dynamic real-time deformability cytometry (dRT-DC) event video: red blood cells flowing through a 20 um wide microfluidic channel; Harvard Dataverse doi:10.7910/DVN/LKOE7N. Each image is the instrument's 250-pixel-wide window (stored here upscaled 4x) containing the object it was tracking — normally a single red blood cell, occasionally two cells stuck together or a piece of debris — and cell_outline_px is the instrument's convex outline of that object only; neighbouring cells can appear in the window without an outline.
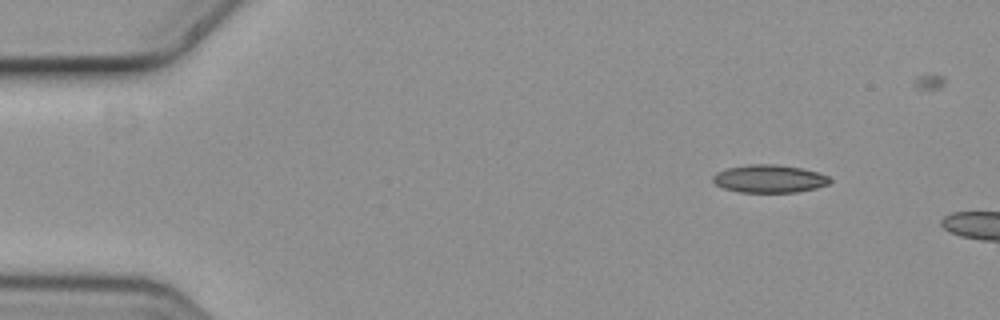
{"species": "common noctule bat (a hibernating species)", "species_latin": "Nyctalus noctula", "temperature_condition": "cold", "stored_images_in_passage": 4, "camera_frame_rate_fps": 3000, "um_per_image_px": 0.085, "animal": {"sex": "female", "body_mass_g": 19.3, "forearm_length_mm": 54.1}, "frame": {"image": 1, "passage_image": 1, "time_ms": 0.0, "image_size_px": [1000, 320], "cell_outline_px": [[832, 180], [828, 184], [816, 188], [796, 192], [740, 192], [724, 188], [716, 184], [712, 180], [712, 176], [716, 172], [728, 168], [748, 164], [776, 164], [800, 168], [816, 172], [828, 176]], "centroid_in_image_um": [65.37, 15.19], "position_along_channel_um": 19.6, "area_um2": 18.9}}